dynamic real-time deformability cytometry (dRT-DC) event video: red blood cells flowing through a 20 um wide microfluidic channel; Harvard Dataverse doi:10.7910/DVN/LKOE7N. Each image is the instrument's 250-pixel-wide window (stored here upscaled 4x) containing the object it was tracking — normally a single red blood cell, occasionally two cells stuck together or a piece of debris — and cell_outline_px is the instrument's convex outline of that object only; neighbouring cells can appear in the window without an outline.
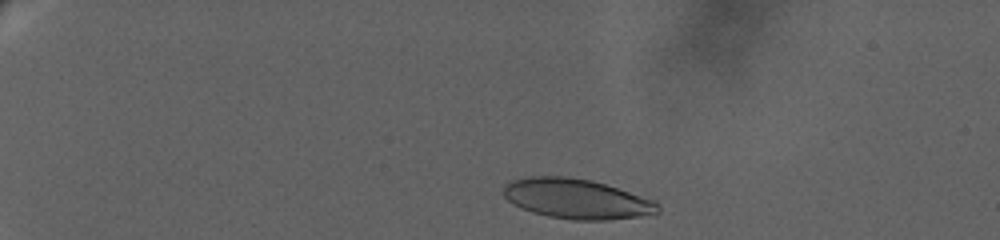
{"species": "human", "species_latin": "Homo sapiens", "temperature_condition": "warm", "stored_images_in_passage": 7, "camera_frame_rate_fps": 3000, "um_per_image_px": 0.085, "donor": {"sex": "female"}, "frame": {"image": 1, "passage_image": 1, "time_ms": 0.0, "image_size_px": [1000, 240], "cell_outline_px": [[660, 212], [640, 216], [608, 220], [572, 220], [548, 216], [532, 212], [520, 208], [512, 204], [504, 196], [504, 184], [512, 180], [528, 176], [568, 176], [592, 180], [652, 200], [660, 204]], "centroid_in_image_um": [48.97, 16.9], "position_along_channel_um": 36.0, "area_um2": 35.89}}
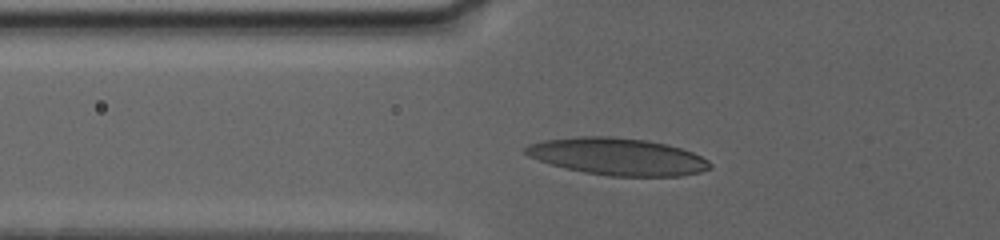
{"frame": {"image": 2, "passage_image": 6, "time_ms": 4.333, "image_size_px": [1000, 240], "cell_outline_px": [[712, 168], [700, 172], [680, 176], [612, 176], [584, 172], [564, 168], [528, 156], [524, 152], [524, 148], [528, 144], [544, 140], [580, 136], [612, 136], [648, 140], [668, 144], [692, 152], [708, 160], [712, 164]], "centroid_in_image_um": [52.51, 13.3], "position_along_channel_um": 73.3, "area_um2": 39.94}}